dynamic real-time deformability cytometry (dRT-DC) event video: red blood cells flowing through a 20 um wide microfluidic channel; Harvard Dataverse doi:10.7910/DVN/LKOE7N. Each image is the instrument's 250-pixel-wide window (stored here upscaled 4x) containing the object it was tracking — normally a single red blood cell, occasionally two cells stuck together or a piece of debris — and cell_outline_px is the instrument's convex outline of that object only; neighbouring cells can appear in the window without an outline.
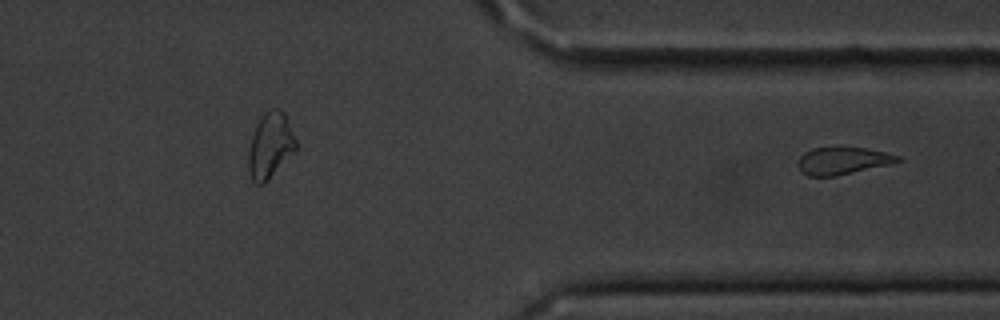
{"species": "common noctule bat (a hibernating species)", "species_latin": "Nyctalus noctula", "temperature_condition": "cold", "stored_images_in_passage": 45, "segment_of_instrument_passage": [2, 2], "camera_frame_rate_fps": 3000, "um_per_image_px": 0.085, "animal": {"sex": "male", "body_mass_g": 20.1, "forearm_length_mm": 53.5}, "frame": {"image": 1, "passage_image": 45, "time_ms": 14.667, "image_size_px": [1000, 320], "cell_outline_px": [[900, 160], [888, 164], [836, 176], [808, 176], [800, 172], [800, 156], [804, 152], [812, 148], [840, 144], [864, 148], [884, 152], [900, 156]], "centroid_in_image_um": [71.58, 13.62], "position_along_channel_um": 339.8, "area_um2": 16.13}}